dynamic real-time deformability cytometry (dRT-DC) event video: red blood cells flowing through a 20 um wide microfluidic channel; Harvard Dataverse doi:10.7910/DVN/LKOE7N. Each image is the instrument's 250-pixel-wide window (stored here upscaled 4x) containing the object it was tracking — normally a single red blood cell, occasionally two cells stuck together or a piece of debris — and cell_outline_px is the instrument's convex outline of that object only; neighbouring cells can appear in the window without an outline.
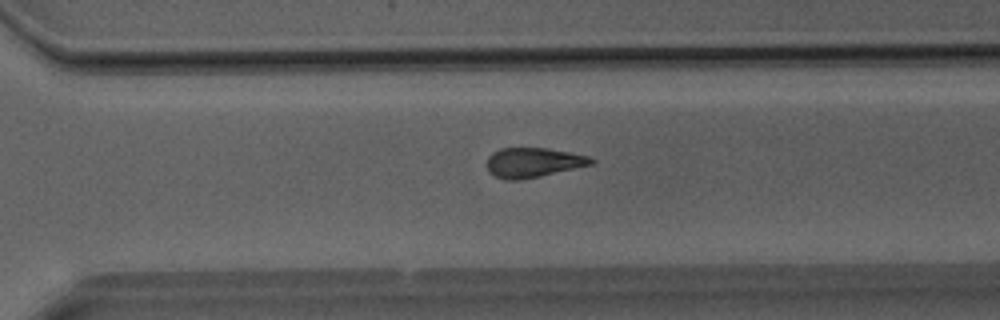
{"species": "Egyptian fruit bat (a non-hibernating species)", "species_latin": "Rousettus aegyptiacus", "temperature_condition": "room temperature", "stored_images_in_passage": 27, "camera_frame_rate_fps": 3000, "um_per_image_px": 0.085, "animal": {"sex": "male"}, "frame": {"image": 1, "passage_image": 16, "time_ms": 5.0, "image_size_px": [1000, 320], "cell_outline_px": [[596, 160], [592, 164], [540, 176], [520, 180], [508, 180], [496, 176], [488, 172], [488, 156], [492, 152], [500, 148], [544, 148], [568, 152], [588, 156]], "centroid_in_image_um": [45.29, 13.81], "position_along_channel_um": 325.3, "area_um2": 17.8}}
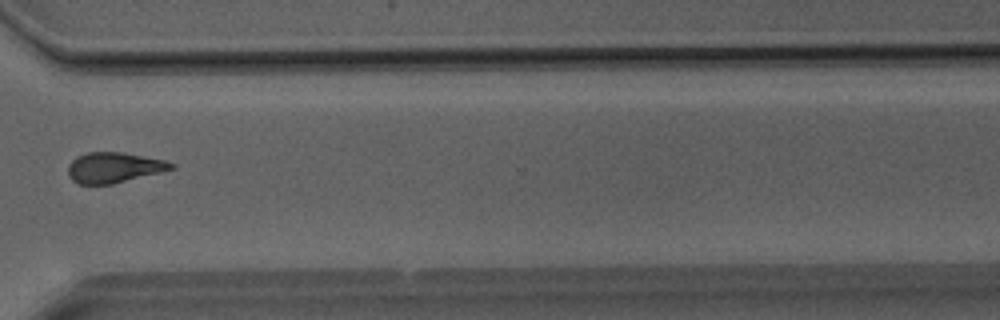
{"frame": {"image": 2, "passage_image": 18, "time_ms": 5.667, "image_size_px": [1000, 320], "cell_outline_px": [[176, 168], [112, 184], [80, 184], [72, 180], [68, 176], [68, 164], [76, 156], [88, 152], [124, 152], [164, 160], [176, 164]], "centroid_in_image_um": [9.67, 14.23], "position_along_channel_um": 360.9, "area_um2": 18.32}}
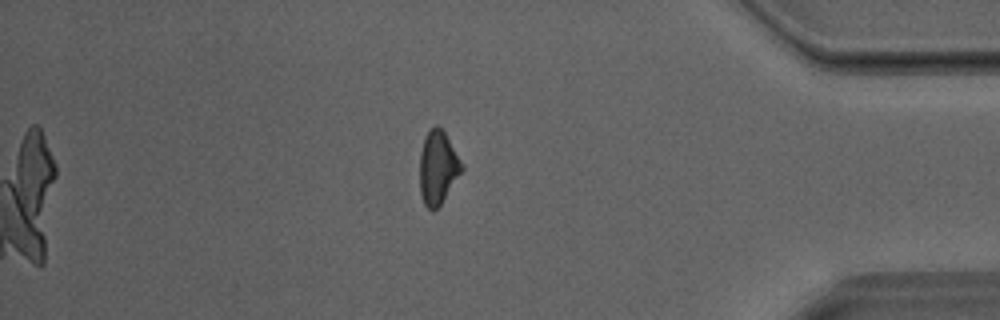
{"frame": {"image": 3, "passage_image": 22, "time_ms": 7.0, "image_size_px": [1000, 320], "cell_outline_px": [[464, 168], [440, 204], [432, 212], [424, 204], [420, 192], [420, 152], [428, 128], [436, 124], [444, 132], [464, 164]], "centroid_in_image_um": [37.21, 14.22], "position_along_channel_um": 398.0, "area_um2": 17.86}}